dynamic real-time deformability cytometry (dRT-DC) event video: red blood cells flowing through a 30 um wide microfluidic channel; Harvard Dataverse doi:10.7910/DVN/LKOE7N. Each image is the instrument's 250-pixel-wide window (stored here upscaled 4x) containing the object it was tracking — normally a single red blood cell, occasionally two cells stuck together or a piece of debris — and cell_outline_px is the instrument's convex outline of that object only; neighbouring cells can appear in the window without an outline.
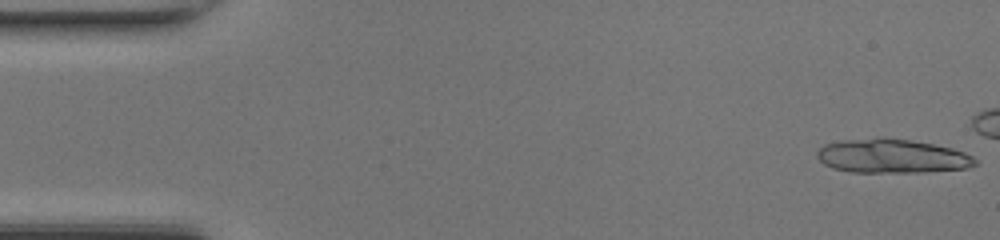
{"species": "common noctule bat (a hibernating species)", "species_latin": "Nyctalus noctula", "temperature_condition": "room temperature", "stored_images_in_passage": 38, "camera_frame_rate_fps": 3000, "um_per_image_px": 0.085, "animal": {"sex": "female", "body_mass_g": 17.0, "forearm_length_mm": 48.0}, "frame": {"image": 1, "passage_image": 1, "time_ms": 0.0, "image_size_px": [1000, 240], "cell_outline_px": [[976, 164], [968, 168], [924, 172], [848, 172], [832, 168], [824, 164], [816, 156], [816, 152], [824, 144], [840, 140], [880, 136], [912, 140], [952, 148], [964, 152], [972, 156], [976, 160]], "centroid_in_image_um": [75.78, 13.25], "position_along_channel_um": 9.2, "area_um2": 31.73}}